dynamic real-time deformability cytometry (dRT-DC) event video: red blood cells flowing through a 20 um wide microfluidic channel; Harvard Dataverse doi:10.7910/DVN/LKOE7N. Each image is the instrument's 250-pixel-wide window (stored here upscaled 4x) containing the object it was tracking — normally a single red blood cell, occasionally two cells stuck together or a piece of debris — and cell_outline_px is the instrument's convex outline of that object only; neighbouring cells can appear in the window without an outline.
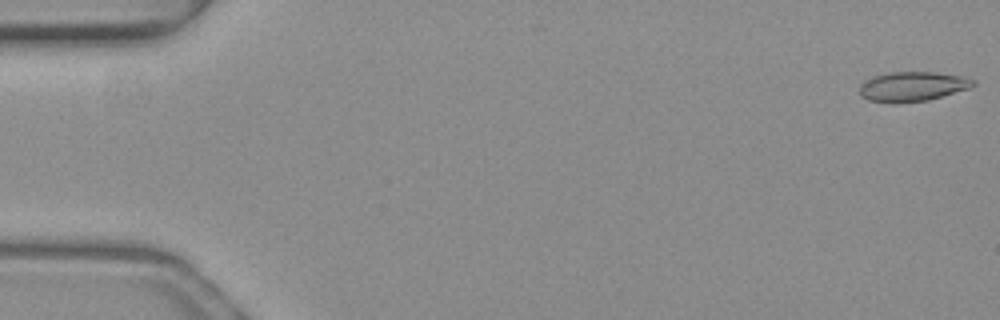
{"species": "common noctule bat (a hibernating species)", "species_latin": "Nyctalus noctula", "temperature_condition": "warm", "stored_images_in_passage": 15, "camera_frame_rate_fps": 3000, "um_per_image_px": 0.085, "animal": {"sex": "female", "body_mass_g": 19.3, "forearm_length_mm": 54.1}, "frame": {"image": 1, "passage_image": 1, "time_ms": 0.0, "image_size_px": [1000, 320], "cell_outline_px": [[976, 84], [972, 88], [928, 100], [900, 104], [892, 104], [868, 100], [860, 96], [860, 84], [864, 80], [872, 76], [888, 72], [936, 72], [964, 76], [976, 80]], "centroid_in_image_um": [77.56, 7.36], "position_along_channel_um": 7.4, "area_um2": 20.23}}
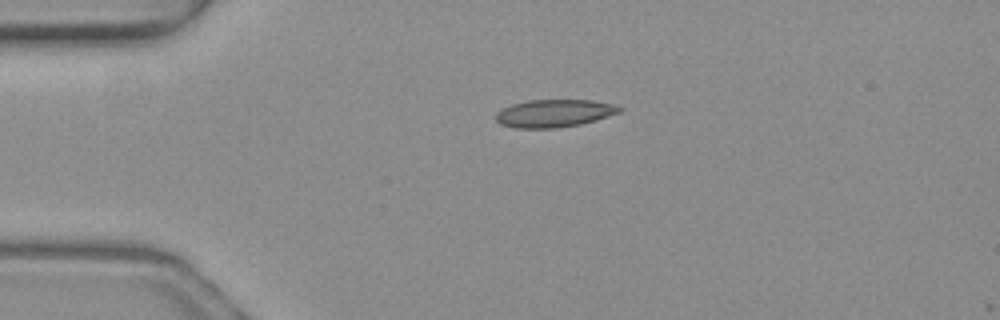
{"frame": {"image": 2, "passage_image": 12, "time_ms": 3.667, "image_size_px": [1000, 320], "cell_outline_px": [[624, 108], [620, 112], [596, 120], [580, 124], [556, 128], [516, 128], [500, 124], [496, 120], [496, 112], [500, 108], [512, 104], [528, 100], [592, 100], [612, 104]], "centroid_in_image_um": [47.08, 9.63], "position_along_channel_um": 37.9, "area_um2": 20.0}}